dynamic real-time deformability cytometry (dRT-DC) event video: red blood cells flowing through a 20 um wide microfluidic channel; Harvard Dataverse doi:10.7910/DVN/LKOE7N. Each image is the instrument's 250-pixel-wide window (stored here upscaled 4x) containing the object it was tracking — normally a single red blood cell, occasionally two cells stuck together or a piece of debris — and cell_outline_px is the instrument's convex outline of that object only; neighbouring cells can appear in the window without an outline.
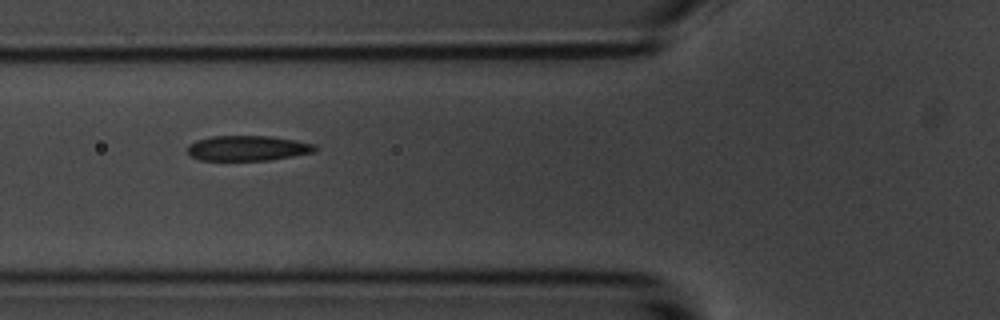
{"species": "common noctule bat (a hibernating species)", "species_latin": "Nyctalus noctula", "temperature_condition": "room temperature", "stored_images_in_passage": 4, "segment_of_instrument_passage": [1, 2], "camera_frame_rate_fps": 3000, "um_per_image_px": 0.085, "animal": {"sex": "male", "body_mass_g": 20.1, "forearm_length_mm": 53.5}, "frame": {"image": 1, "passage_image": 2, "time_ms": 1.333, "image_size_px": [1000, 320], "cell_outline_px": [[316, 148], [312, 152], [292, 156], [268, 160], [200, 160], [188, 156], [188, 144], [196, 140], [212, 136], [272, 136], [316, 144]], "centroid_in_image_um": [21.0, 12.59], "position_along_channel_um": 104.8, "area_um2": 18.67}}
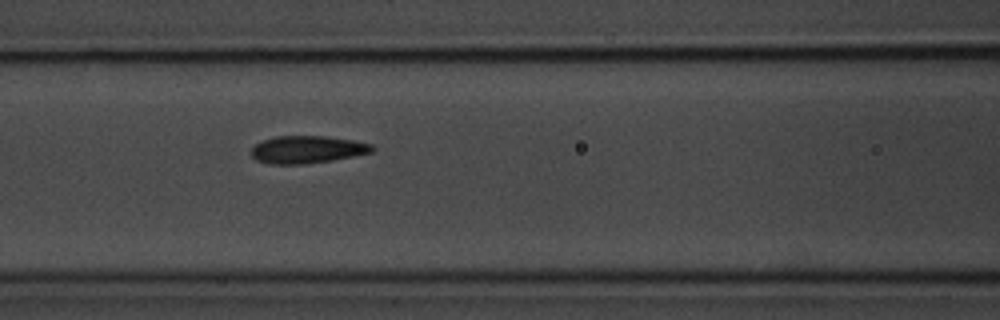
{"frame": {"image": 2, "passage_image": 3, "time_ms": 2.333, "image_size_px": [1000, 320], "cell_outline_px": [[376, 148], [372, 152], [332, 160], [300, 164], [268, 164], [256, 160], [248, 152], [256, 144], [264, 140], [276, 136], [324, 136], [352, 140], [372, 144]], "centroid_in_image_um": [26.08, 12.71], "position_along_channel_um": 140.5, "area_um2": 19.31}}